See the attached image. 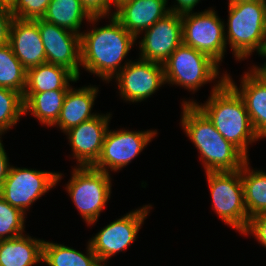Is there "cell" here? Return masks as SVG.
<instances>
[{"label":"cell","mask_w":266,"mask_h":266,"mask_svg":"<svg viewBox=\"0 0 266 266\" xmlns=\"http://www.w3.org/2000/svg\"><path fill=\"white\" fill-rule=\"evenodd\" d=\"M68 90H53L42 93H23L24 115L30 113L45 126L57 122Z\"/></svg>","instance_id":"obj_22"},{"label":"cell","mask_w":266,"mask_h":266,"mask_svg":"<svg viewBox=\"0 0 266 266\" xmlns=\"http://www.w3.org/2000/svg\"><path fill=\"white\" fill-rule=\"evenodd\" d=\"M62 173L19 168L11 165L0 188V196L11 206L27 213L33 203L57 186Z\"/></svg>","instance_id":"obj_9"},{"label":"cell","mask_w":266,"mask_h":266,"mask_svg":"<svg viewBox=\"0 0 266 266\" xmlns=\"http://www.w3.org/2000/svg\"><path fill=\"white\" fill-rule=\"evenodd\" d=\"M92 16L83 7L80 0H51L43 20L81 35L84 19L87 23ZM81 31V32H80Z\"/></svg>","instance_id":"obj_23"},{"label":"cell","mask_w":266,"mask_h":266,"mask_svg":"<svg viewBox=\"0 0 266 266\" xmlns=\"http://www.w3.org/2000/svg\"><path fill=\"white\" fill-rule=\"evenodd\" d=\"M72 175L66 191L79 214L87 225L98 221L111 196V174L94 169L92 166L72 168Z\"/></svg>","instance_id":"obj_6"},{"label":"cell","mask_w":266,"mask_h":266,"mask_svg":"<svg viewBox=\"0 0 266 266\" xmlns=\"http://www.w3.org/2000/svg\"><path fill=\"white\" fill-rule=\"evenodd\" d=\"M115 1V3L116 4H118L120 1H122V0H114Z\"/></svg>","instance_id":"obj_39"},{"label":"cell","mask_w":266,"mask_h":266,"mask_svg":"<svg viewBox=\"0 0 266 266\" xmlns=\"http://www.w3.org/2000/svg\"><path fill=\"white\" fill-rule=\"evenodd\" d=\"M2 135H4L1 131H0V142L2 141L1 139V137H2Z\"/></svg>","instance_id":"obj_38"},{"label":"cell","mask_w":266,"mask_h":266,"mask_svg":"<svg viewBox=\"0 0 266 266\" xmlns=\"http://www.w3.org/2000/svg\"><path fill=\"white\" fill-rule=\"evenodd\" d=\"M182 104H195L212 122L216 130L238 147L248 158V145L260 140L255 133L244 101L226 82L218 80L205 103L189 99Z\"/></svg>","instance_id":"obj_2"},{"label":"cell","mask_w":266,"mask_h":266,"mask_svg":"<svg viewBox=\"0 0 266 266\" xmlns=\"http://www.w3.org/2000/svg\"><path fill=\"white\" fill-rule=\"evenodd\" d=\"M156 134L157 130L129 131L123 128L112 131L108 128L101 155L92 167L109 174L121 170L147 147Z\"/></svg>","instance_id":"obj_11"},{"label":"cell","mask_w":266,"mask_h":266,"mask_svg":"<svg viewBox=\"0 0 266 266\" xmlns=\"http://www.w3.org/2000/svg\"><path fill=\"white\" fill-rule=\"evenodd\" d=\"M213 210L226 224L243 234L250 217L245 204L240 170L206 172Z\"/></svg>","instance_id":"obj_7"},{"label":"cell","mask_w":266,"mask_h":266,"mask_svg":"<svg viewBox=\"0 0 266 266\" xmlns=\"http://www.w3.org/2000/svg\"><path fill=\"white\" fill-rule=\"evenodd\" d=\"M252 235L266 248V213L251 217L243 235Z\"/></svg>","instance_id":"obj_31"},{"label":"cell","mask_w":266,"mask_h":266,"mask_svg":"<svg viewBox=\"0 0 266 266\" xmlns=\"http://www.w3.org/2000/svg\"><path fill=\"white\" fill-rule=\"evenodd\" d=\"M111 115L108 112L98 114L64 132L78 167L93 166L99 159Z\"/></svg>","instance_id":"obj_15"},{"label":"cell","mask_w":266,"mask_h":266,"mask_svg":"<svg viewBox=\"0 0 266 266\" xmlns=\"http://www.w3.org/2000/svg\"><path fill=\"white\" fill-rule=\"evenodd\" d=\"M167 6V0H122L113 16L138 39L143 31L170 12Z\"/></svg>","instance_id":"obj_17"},{"label":"cell","mask_w":266,"mask_h":266,"mask_svg":"<svg viewBox=\"0 0 266 266\" xmlns=\"http://www.w3.org/2000/svg\"><path fill=\"white\" fill-rule=\"evenodd\" d=\"M225 40L235 60L242 61L259 53L266 36V2L239 1L228 4Z\"/></svg>","instance_id":"obj_4"},{"label":"cell","mask_w":266,"mask_h":266,"mask_svg":"<svg viewBox=\"0 0 266 266\" xmlns=\"http://www.w3.org/2000/svg\"><path fill=\"white\" fill-rule=\"evenodd\" d=\"M44 240L21 235L0 240V266H34L42 262Z\"/></svg>","instance_id":"obj_21"},{"label":"cell","mask_w":266,"mask_h":266,"mask_svg":"<svg viewBox=\"0 0 266 266\" xmlns=\"http://www.w3.org/2000/svg\"><path fill=\"white\" fill-rule=\"evenodd\" d=\"M27 69L14 55L9 44L0 46V87L13 89L23 95Z\"/></svg>","instance_id":"obj_26"},{"label":"cell","mask_w":266,"mask_h":266,"mask_svg":"<svg viewBox=\"0 0 266 266\" xmlns=\"http://www.w3.org/2000/svg\"><path fill=\"white\" fill-rule=\"evenodd\" d=\"M241 77L237 87L232 77L226 72V82L244 101L251 125L259 138H266V76L249 70Z\"/></svg>","instance_id":"obj_16"},{"label":"cell","mask_w":266,"mask_h":266,"mask_svg":"<svg viewBox=\"0 0 266 266\" xmlns=\"http://www.w3.org/2000/svg\"><path fill=\"white\" fill-rule=\"evenodd\" d=\"M8 44L27 70L46 63L45 49L38 29V19L14 18L10 27Z\"/></svg>","instance_id":"obj_18"},{"label":"cell","mask_w":266,"mask_h":266,"mask_svg":"<svg viewBox=\"0 0 266 266\" xmlns=\"http://www.w3.org/2000/svg\"><path fill=\"white\" fill-rule=\"evenodd\" d=\"M14 19L11 10L0 6V46L9 43L11 23Z\"/></svg>","instance_id":"obj_32"},{"label":"cell","mask_w":266,"mask_h":266,"mask_svg":"<svg viewBox=\"0 0 266 266\" xmlns=\"http://www.w3.org/2000/svg\"><path fill=\"white\" fill-rule=\"evenodd\" d=\"M24 116L23 95L13 89L0 87V131L4 134Z\"/></svg>","instance_id":"obj_27"},{"label":"cell","mask_w":266,"mask_h":266,"mask_svg":"<svg viewBox=\"0 0 266 266\" xmlns=\"http://www.w3.org/2000/svg\"><path fill=\"white\" fill-rule=\"evenodd\" d=\"M113 79L126 102H142L165 83L163 64L138 58L131 60Z\"/></svg>","instance_id":"obj_12"},{"label":"cell","mask_w":266,"mask_h":266,"mask_svg":"<svg viewBox=\"0 0 266 266\" xmlns=\"http://www.w3.org/2000/svg\"><path fill=\"white\" fill-rule=\"evenodd\" d=\"M99 88L95 86H83L81 88L68 89L57 122L53 125L63 133L68 129L81 124L99 113H92Z\"/></svg>","instance_id":"obj_19"},{"label":"cell","mask_w":266,"mask_h":266,"mask_svg":"<svg viewBox=\"0 0 266 266\" xmlns=\"http://www.w3.org/2000/svg\"><path fill=\"white\" fill-rule=\"evenodd\" d=\"M100 18L105 17H92L93 28L80 35L81 67L109 83L131 61L122 64L137 38L114 16L107 17L110 24L95 27Z\"/></svg>","instance_id":"obj_1"},{"label":"cell","mask_w":266,"mask_h":266,"mask_svg":"<svg viewBox=\"0 0 266 266\" xmlns=\"http://www.w3.org/2000/svg\"><path fill=\"white\" fill-rule=\"evenodd\" d=\"M152 205L130 211L122 217L110 222L96 233L89 243L103 266H108V260L119 252L127 250L136 241L137 234L152 209Z\"/></svg>","instance_id":"obj_10"},{"label":"cell","mask_w":266,"mask_h":266,"mask_svg":"<svg viewBox=\"0 0 266 266\" xmlns=\"http://www.w3.org/2000/svg\"><path fill=\"white\" fill-rule=\"evenodd\" d=\"M239 1H257V0H232V3H236V2H239Z\"/></svg>","instance_id":"obj_37"},{"label":"cell","mask_w":266,"mask_h":266,"mask_svg":"<svg viewBox=\"0 0 266 266\" xmlns=\"http://www.w3.org/2000/svg\"><path fill=\"white\" fill-rule=\"evenodd\" d=\"M87 244L84 254L73 247L44 240L42 262L48 266H103L89 241Z\"/></svg>","instance_id":"obj_25"},{"label":"cell","mask_w":266,"mask_h":266,"mask_svg":"<svg viewBox=\"0 0 266 266\" xmlns=\"http://www.w3.org/2000/svg\"><path fill=\"white\" fill-rule=\"evenodd\" d=\"M51 0H18L11 10L14 18L21 20H35L42 18Z\"/></svg>","instance_id":"obj_29"},{"label":"cell","mask_w":266,"mask_h":266,"mask_svg":"<svg viewBox=\"0 0 266 266\" xmlns=\"http://www.w3.org/2000/svg\"><path fill=\"white\" fill-rule=\"evenodd\" d=\"M249 160L240 169L244 204L248 216L266 213V171L250 168Z\"/></svg>","instance_id":"obj_24"},{"label":"cell","mask_w":266,"mask_h":266,"mask_svg":"<svg viewBox=\"0 0 266 266\" xmlns=\"http://www.w3.org/2000/svg\"><path fill=\"white\" fill-rule=\"evenodd\" d=\"M0 196V240L13 239L25 234V216Z\"/></svg>","instance_id":"obj_28"},{"label":"cell","mask_w":266,"mask_h":266,"mask_svg":"<svg viewBox=\"0 0 266 266\" xmlns=\"http://www.w3.org/2000/svg\"><path fill=\"white\" fill-rule=\"evenodd\" d=\"M2 141L0 142V188L9 174L11 164Z\"/></svg>","instance_id":"obj_34"},{"label":"cell","mask_w":266,"mask_h":266,"mask_svg":"<svg viewBox=\"0 0 266 266\" xmlns=\"http://www.w3.org/2000/svg\"><path fill=\"white\" fill-rule=\"evenodd\" d=\"M200 1L201 0H175L174 5H172L171 7H168V9L170 12L182 15L184 13L193 12L194 7ZM167 5H168V0H167Z\"/></svg>","instance_id":"obj_33"},{"label":"cell","mask_w":266,"mask_h":266,"mask_svg":"<svg viewBox=\"0 0 266 266\" xmlns=\"http://www.w3.org/2000/svg\"><path fill=\"white\" fill-rule=\"evenodd\" d=\"M181 126L194 144L206 172L236 171L249 158L227 141L195 104H182Z\"/></svg>","instance_id":"obj_3"},{"label":"cell","mask_w":266,"mask_h":266,"mask_svg":"<svg viewBox=\"0 0 266 266\" xmlns=\"http://www.w3.org/2000/svg\"><path fill=\"white\" fill-rule=\"evenodd\" d=\"M183 44L210 56L219 65L223 61L227 44L225 22L212 8L181 15Z\"/></svg>","instance_id":"obj_8"},{"label":"cell","mask_w":266,"mask_h":266,"mask_svg":"<svg viewBox=\"0 0 266 266\" xmlns=\"http://www.w3.org/2000/svg\"><path fill=\"white\" fill-rule=\"evenodd\" d=\"M262 74H264L266 76V69L262 72Z\"/></svg>","instance_id":"obj_40"},{"label":"cell","mask_w":266,"mask_h":266,"mask_svg":"<svg viewBox=\"0 0 266 266\" xmlns=\"http://www.w3.org/2000/svg\"><path fill=\"white\" fill-rule=\"evenodd\" d=\"M219 67L207 54L182 44L163 63L165 83L178 85L194 94L217 78L226 80V72L219 77Z\"/></svg>","instance_id":"obj_5"},{"label":"cell","mask_w":266,"mask_h":266,"mask_svg":"<svg viewBox=\"0 0 266 266\" xmlns=\"http://www.w3.org/2000/svg\"><path fill=\"white\" fill-rule=\"evenodd\" d=\"M83 7L92 17L113 16L112 7L116 9L117 4L114 0H80Z\"/></svg>","instance_id":"obj_30"},{"label":"cell","mask_w":266,"mask_h":266,"mask_svg":"<svg viewBox=\"0 0 266 266\" xmlns=\"http://www.w3.org/2000/svg\"><path fill=\"white\" fill-rule=\"evenodd\" d=\"M18 3V0H0V6L7 8L9 10H12L16 4Z\"/></svg>","instance_id":"obj_36"},{"label":"cell","mask_w":266,"mask_h":266,"mask_svg":"<svg viewBox=\"0 0 266 266\" xmlns=\"http://www.w3.org/2000/svg\"><path fill=\"white\" fill-rule=\"evenodd\" d=\"M258 55L266 58V36L264 38L262 48H261L260 52L258 53ZM251 67L252 68H250V69H252L256 72L262 73L266 69V62L264 64H262V66L259 65V67H258V65L257 66L252 65Z\"/></svg>","instance_id":"obj_35"},{"label":"cell","mask_w":266,"mask_h":266,"mask_svg":"<svg viewBox=\"0 0 266 266\" xmlns=\"http://www.w3.org/2000/svg\"><path fill=\"white\" fill-rule=\"evenodd\" d=\"M78 80L79 78L66 67L46 62L27 70L26 86L23 93L68 90L72 86L70 82Z\"/></svg>","instance_id":"obj_20"},{"label":"cell","mask_w":266,"mask_h":266,"mask_svg":"<svg viewBox=\"0 0 266 266\" xmlns=\"http://www.w3.org/2000/svg\"><path fill=\"white\" fill-rule=\"evenodd\" d=\"M38 29L45 49L46 62L66 67L77 78L80 77L81 46L80 35L38 19Z\"/></svg>","instance_id":"obj_14"},{"label":"cell","mask_w":266,"mask_h":266,"mask_svg":"<svg viewBox=\"0 0 266 266\" xmlns=\"http://www.w3.org/2000/svg\"><path fill=\"white\" fill-rule=\"evenodd\" d=\"M143 32L139 58L163 64L183 44L181 14L169 12Z\"/></svg>","instance_id":"obj_13"}]
</instances>
